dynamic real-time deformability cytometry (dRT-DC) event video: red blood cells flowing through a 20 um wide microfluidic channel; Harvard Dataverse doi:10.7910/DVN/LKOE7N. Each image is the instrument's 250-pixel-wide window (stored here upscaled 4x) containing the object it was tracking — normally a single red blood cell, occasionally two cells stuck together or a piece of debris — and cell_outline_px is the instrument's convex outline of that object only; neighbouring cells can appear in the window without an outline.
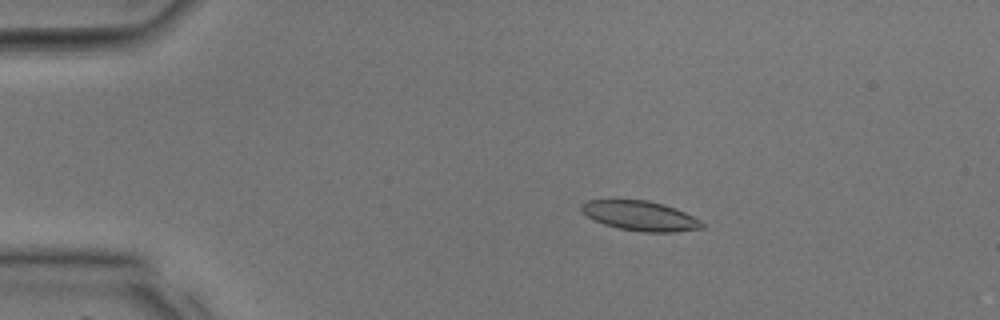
{"species": "common noctule bat (a hibernating species)", "species_latin": "Nyctalus noctula", "temperature_condition": "room temperature", "stored_images_in_passage": 35, "camera_frame_rate_fps": 3000, "um_per_image_px": 0.085, "animal": {"sex": "male", "body_mass_g": 17.9, "forearm_length_mm": 54.2}, "frame": {"image": 1, "passage_image": 6, "time_ms": 1.667, "image_size_px": [1000, 320], "cell_outline_px": [[704, 228], [672, 232], [640, 232], [620, 228], [604, 224], [588, 216], [580, 208], [580, 204], [588, 200], [648, 200], [664, 204], [676, 208], [700, 220], [704, 224]], "centroid_in_image_um": [54.44, 18.34], "position_along_channel_um": 30.6, "area_um2": 20.75}}
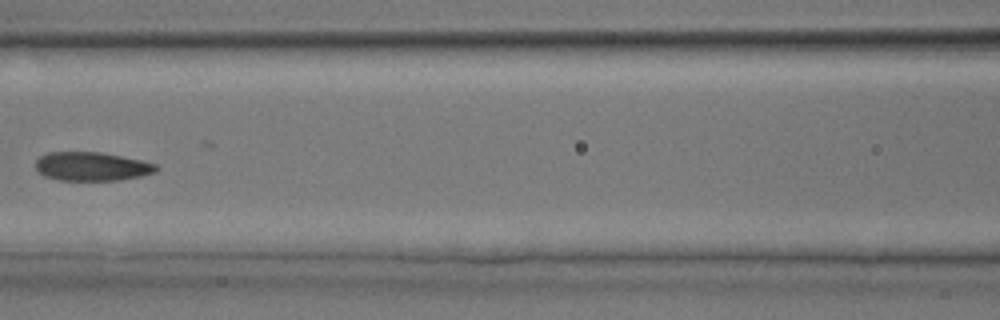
{"frame": {"image": 2, "passage_image": 16, "time_ms": 5.0, "image_size_px": [1000, 320], "cell_outline_px": [[160, 168], [156, 172], [140, 176], [120, 180], [60, 180], [44, 176], [36, 168], [36, 160], [40, 156], [48, 152], [100, 152], [140, 160], [156, 164]], "centroid_in_image_um": [7.81, 14.15], "position_along_channel_um": 158.8, "area_um2": 20.11}}
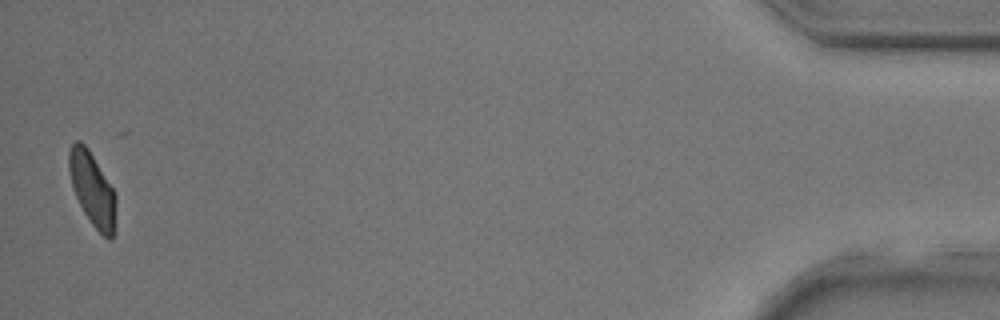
{"frame": {"image": 3, "passage_image": 35, "time_ms": 11.333, "image_size_px": [1000, 320], "cell_outline_px": [[116, 200], [112, 240], [108, 240], [92, 224], [84, 212], [72, 188], [68, 168], [68, 152], [72, 144], [76, 140], [80, 140], [88, 148], [112, 188], [116, 196]], "centroid_in_image_um": [7.82, 16.05], "position_along_channel_um": 427.4, "area_um2": 19.77}}